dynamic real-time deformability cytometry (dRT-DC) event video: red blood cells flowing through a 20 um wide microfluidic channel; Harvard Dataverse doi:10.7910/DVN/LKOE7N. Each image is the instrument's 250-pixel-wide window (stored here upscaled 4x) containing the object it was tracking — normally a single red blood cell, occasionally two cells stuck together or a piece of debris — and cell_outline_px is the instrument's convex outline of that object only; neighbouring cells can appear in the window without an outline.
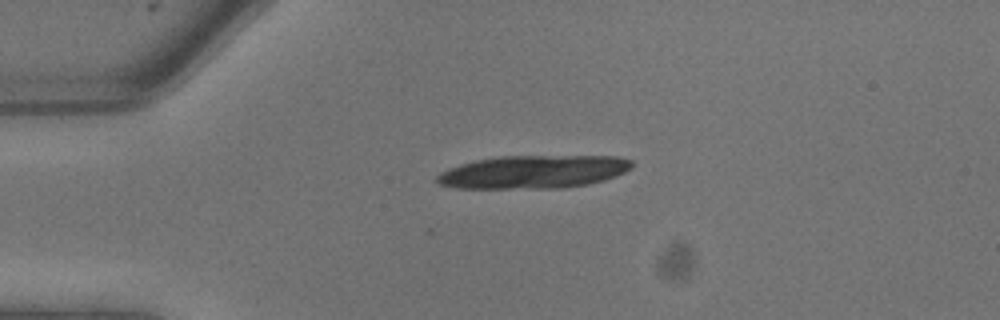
{"species": "common noctule bat (a hibernating species)", "species_latin": "Nyctalus noctula", "temperature_condition": "warm", "stored_images_in_passage": 7, "segment_of_instrument_passage": [1, 2], "camera_frame_rate_fps": 3000, "um_per_image_px": 0.085, "animal": {"sex": "male", "body_mass_g": 13.3}, "frame": {"image": 1, "passage_image": 1, "time_ms": 0.0, "image_size_px": [1000, 320], "cell_outline_px": [[632, 168], [616, 176], [604, 180], [588, 184], [564, 188], [456, 188], [440, 184], [436, 180], [436, 176], [440, 172], [448, 168], [460, 164], [476, 160], [500, 156], [616, 156], [632, 160]], "centroid_in_image_um": [45.34, 14.61], "position_along_channel_um": 39.7, "area_um2": 37.69}}